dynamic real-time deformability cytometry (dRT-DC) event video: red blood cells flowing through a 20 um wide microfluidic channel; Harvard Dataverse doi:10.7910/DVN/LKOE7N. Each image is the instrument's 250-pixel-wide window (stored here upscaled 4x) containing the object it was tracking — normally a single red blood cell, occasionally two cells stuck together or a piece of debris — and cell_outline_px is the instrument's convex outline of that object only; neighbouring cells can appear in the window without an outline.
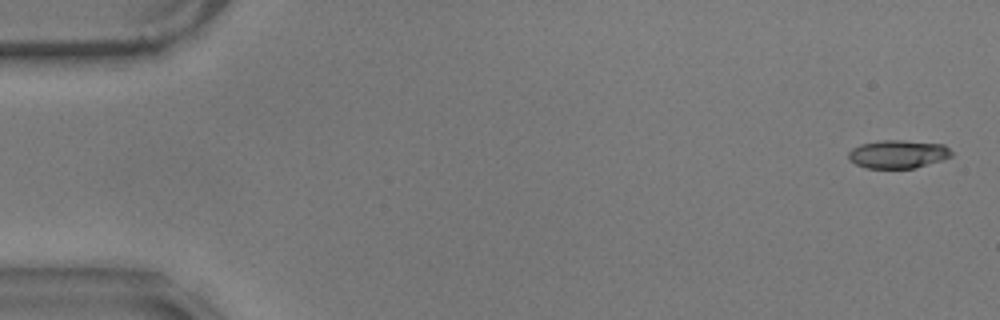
{"species": "common noctule bat (a hibernating species)", "species_latin": "Nyctalus noctula", "temperature_condition": "warm", "stored_images_in_passage": 57, "camera_frame_rate_fps": 3000, "um_per_image_px": 0.085, "animal": {"sex": "male", "body_mass_g": 17.9}, "frame": {"image": 1, "passage_image": 2, "time_ms": 0.333, "image_size_px": [1000, 320], "cell_outline_px": [[952, 156], [940, 160], [912, 168], [868, 168], [856, 164], [848, 160], [848, 152], [852, 148], [860, 144], [880, 140], [904, 140], [944, 144], [952, 152]], "centroid_in_image_um": [76.29, 13.08], "position_along_channel_um": 8.7, "area_um2": 16.88}}
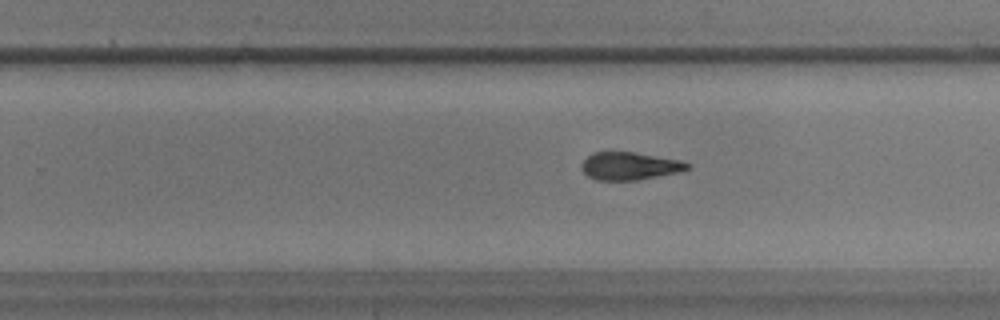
{"frame": {"image": 2, "passage_image": 36, "time_ms": 11.667, "image_size_px": [1000, 320], "cell_outline_px": [[692, 168], [680, 172], [636, 180], [596, 180], [588, 176], [580, 168], [580, 164], [592, 152], [632, 152], [680, 160], [692, 164]], "centroid_in_image_um": [53.53, 14.11], "position_along_channel_um": 276.3, "area_um2": 17.17}}
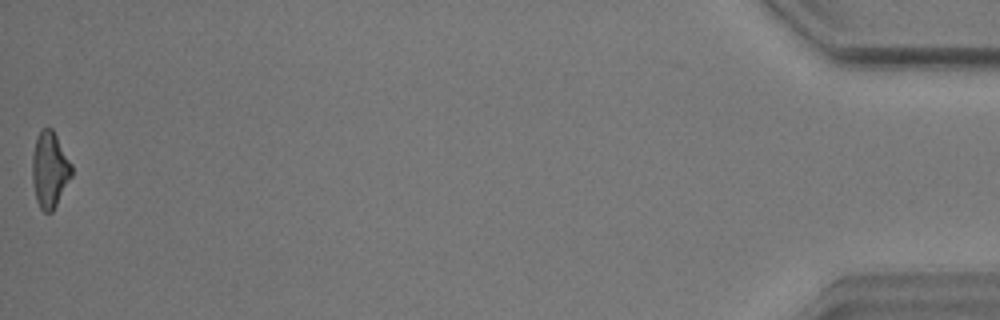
{"frame": {"image": 3, "passage_image": 57, "time_ms": 18.667, "image_size_px": [1000, 320], "cell_outline_px": [[72, 176], [52, 212], [44, 212], [40, 208], [36, 200], [32, 184], [32, 152], [36, 136], [44, 128], [52, 128], [72, 164]], "centroid_in_image_um": [4.21, 14.43], "position_along_channel_um": 431.0, "area_um2": 17.51}, "authors_computed_cell_mechanics": {"area_um2": 17.5712, "velocity_mm_per_s": 3.5791, "shape_relaxation_time_tau1_ms": 7.5195, "shape_relaxation_time_tau2_ms": 8.4914, "deformation_change_tau1": 0.2129, "deformation_change_tau2": 0.1765}}